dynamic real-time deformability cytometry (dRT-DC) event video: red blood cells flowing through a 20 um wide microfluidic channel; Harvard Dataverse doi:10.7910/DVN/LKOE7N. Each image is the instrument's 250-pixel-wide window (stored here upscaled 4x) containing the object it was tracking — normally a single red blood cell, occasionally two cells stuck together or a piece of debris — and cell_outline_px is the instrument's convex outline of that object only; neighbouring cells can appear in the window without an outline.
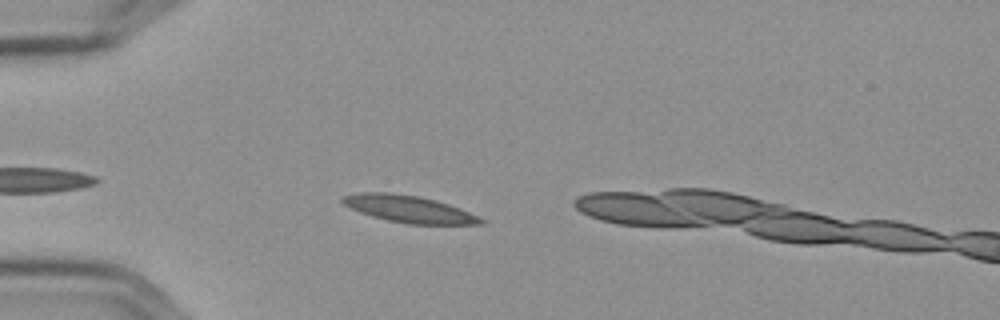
{"species": "Egyptian fruit bat (a non-hibernating species)", "species_latin": "Rousettus aegyptiacus", "temperature_condition": "cold", "stored_images_in_passage": 44, "camera_frame_rate_fps": 3000, "um_per_image_px": 0.085, "frame": {"image": 1, "passage_image": 6, "time_ms": 1.667, "image_size_px": [1000, 320], "cell_outline_px": [[484, 224], [408, 224], [388, 220], [372, 216], [360, 212], [344, 204], [340, 200], [340, 196], [364, 192], [388, 192], [416, 196], [436, 200], [460, 208], [484, 220]], "centroid_in_image_um": [34.72, 17.76], "position_along_channel_um": 50.3, "area_um2": 21.44}}
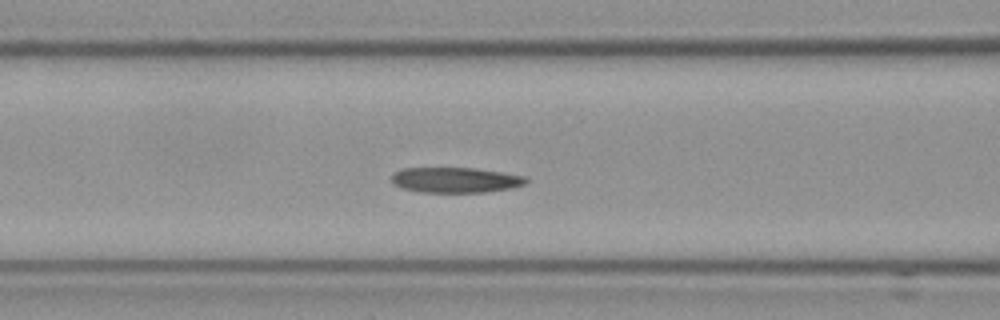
{"frame": {"image": 2, "passage_image": 14, "time_ms": 4.333, "image_size_px": [1000, 320], "cell_outline_px": [[528, 180], [524, 184], [512, 188], [484, 192], [420, 192], [400, 188], [392, 180], [392, 176], [396, 172], [404, 168], [476, 168], [524, 176]], "centroid_in_image_um": [38.72, 15.3], "position_along_channel_um": 127.9, "area_um2": 19.65}}
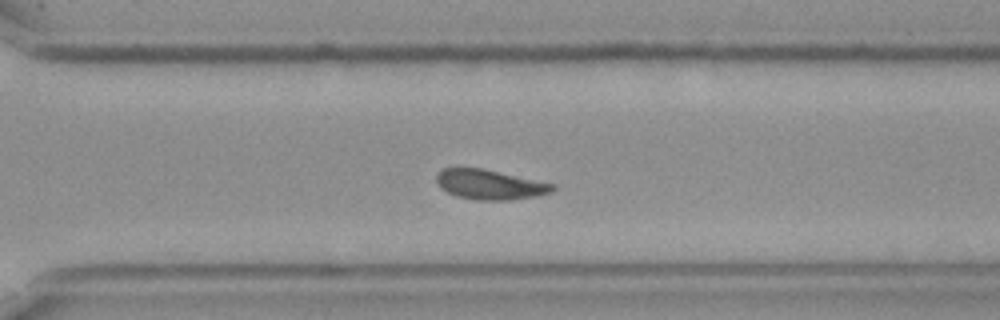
{"frame": {"image": 3, "passage_image": 31, "time_ms": 10.0, "image_size_px": [1000, 320], "cell_outline_px": [[556, 188], [552, 192], [536, 196], [512, 200], [476, 200], [456, 196], [440, 188], [436, 180], [436, 172], [444, 168], [480, 168], [556, 184]], "centroid_in_image_um": [41.63, 15.69], "position_along_channel_um": 329.0, "area_um2": 20.23}, "authors_computed_cell_mechanics": {"area_um2": 20.0277, "velocity_mm_per_s": 3.5543, "shape_relaxation_time_tau1_ms": 11.0132, "shape_relaxation_time_tau2_ms": 3.8906, "deformation_change_tau1": 0.2295, "deformation_change_tau2": 0.0948}}